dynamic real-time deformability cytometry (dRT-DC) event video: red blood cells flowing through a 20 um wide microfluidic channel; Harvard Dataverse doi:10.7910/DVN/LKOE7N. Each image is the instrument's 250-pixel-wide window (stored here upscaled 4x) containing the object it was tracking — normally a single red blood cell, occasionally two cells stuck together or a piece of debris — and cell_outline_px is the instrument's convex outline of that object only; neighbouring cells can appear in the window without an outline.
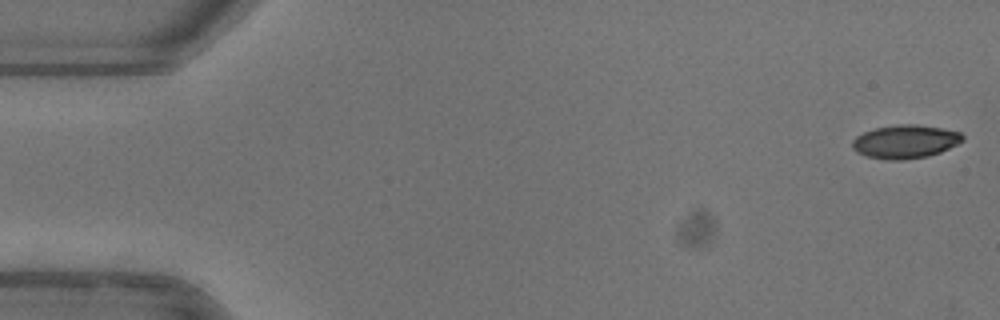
{"species": "common noctule bat (a hibernating species)", "species_latin": "Nyctalus noctula", "temperature_condition": "warm", "stored_images_in_passage": 52, "camera_frame_rate_fps": 3000, "um_per_image_px": 0.085, "animal": {"sex": "female"}, "frame": {"image": 1, "passage_image": 1, "time_ms": 0.0, "image_size_px": [1000, 320], "cell_outline_px": [[964, 140], [940, 152], [928, 156], [904, 160], [888, 160], [868, 156], [856, 152], [852, 148], [852, 140], [856, 136], [864, 132], [876, 128], [900, 124], [916, 124], [940, 128], [960, 132], [964, 136]], "centroid_in_image_um": [76.93, 12.04], "position_along_channel_um": 8.1, "area_um2": 21.39}}
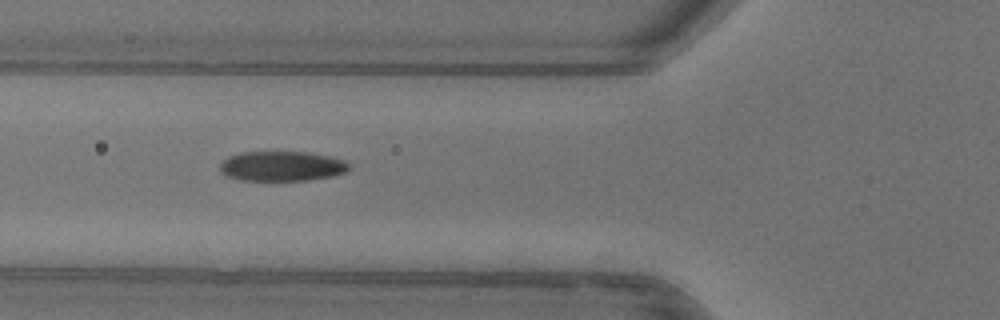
{"frame": {"image": 2, "passage_image": 19, "time_ms": 6.0, "image_size_px": [1000, 320], "cell_outline_px": [[348, 168], [344, 172], [332, 176], [304, 180], [240, 180], [228, 176], [220, 172], [220, 164], [228, 156], [240, 152], [308, 152], [328, 156], [344, 160], [348, 164]], "centroid_in_image_um": [23.91, 14.11], "position_along_channel_um": 101.9, "area_um2": 22.25}}
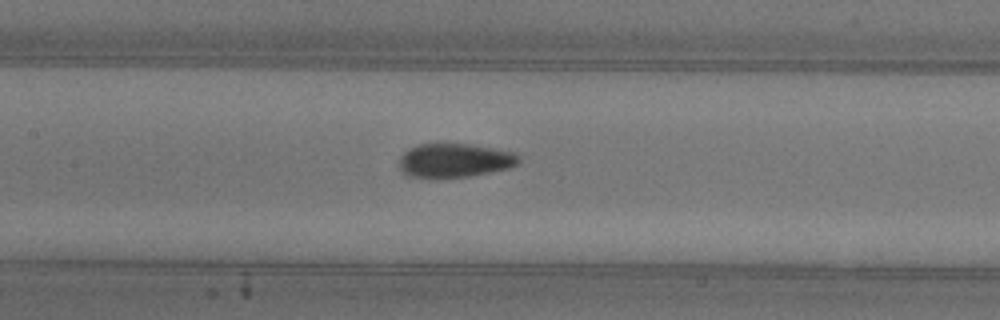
{"frame": {"image": 3, "passage_image": 24, "time_ms": 7.667, "image_size_px": [1000, 320], "cell_outline_px": [[520, 160], [516, 164], [508, 168], [468, 176], [408, 176], [400, 168], [400, 156], [408, 148], [420, 144], [436, 140], [468, 144], [516, 152], [520, 156]], "centroid_in_image_um": [38.63, 13.56], "position_along_channel_um": 168.8, "area_um2": 23.76}, "authors_computed_cell_mechanics": {"area_um2": 22.6287, "velocity_mm_per_s": 3.9726, "shape_relaxation_time_tau1_ms": 7.8869, "shape_relaxation_time_tau2_ms": 1.0662, "deformation_change_tau1": 0.2245, "deformation_change_tau2": 0.0645}}